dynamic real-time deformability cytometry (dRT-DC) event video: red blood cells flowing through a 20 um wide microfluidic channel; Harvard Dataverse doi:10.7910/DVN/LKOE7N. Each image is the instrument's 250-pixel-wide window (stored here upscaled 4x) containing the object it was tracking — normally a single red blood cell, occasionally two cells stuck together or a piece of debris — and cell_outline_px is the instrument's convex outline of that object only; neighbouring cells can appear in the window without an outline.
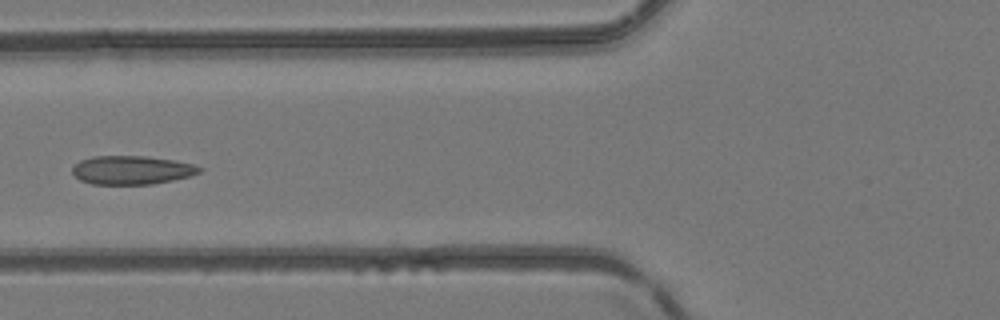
{"species": "common noctule bat (a hibernating species)", "species_latin": "Nyctalus noctula", "temperature_condition": "room temperature", "stored_images_in_passage": 5, "camera_frame_rate_fps": 3000, "um_per_image_px": 0.085, "animal": {"sex": "female", "body_mass_g": 24.6, "forearm_length_mm": 56.2}, "frame": {"image": 1, "passage_image": 5, "time_ms": 4.667, "image_size_px": [1000, 320], "cell_outline_px": [[204, 168], [200, 172], [188, 176], [172, 180], [152, 184], [92, 184], [80, 180], [72, 172], [72, 168], [80, 160], [92, 156], [148, 156], [176, 160], [192, 164]], "centroid_in_image_um": [11.2, 14.44], "position_along_channel_um": 114.6, "area_um2": 21.21}}